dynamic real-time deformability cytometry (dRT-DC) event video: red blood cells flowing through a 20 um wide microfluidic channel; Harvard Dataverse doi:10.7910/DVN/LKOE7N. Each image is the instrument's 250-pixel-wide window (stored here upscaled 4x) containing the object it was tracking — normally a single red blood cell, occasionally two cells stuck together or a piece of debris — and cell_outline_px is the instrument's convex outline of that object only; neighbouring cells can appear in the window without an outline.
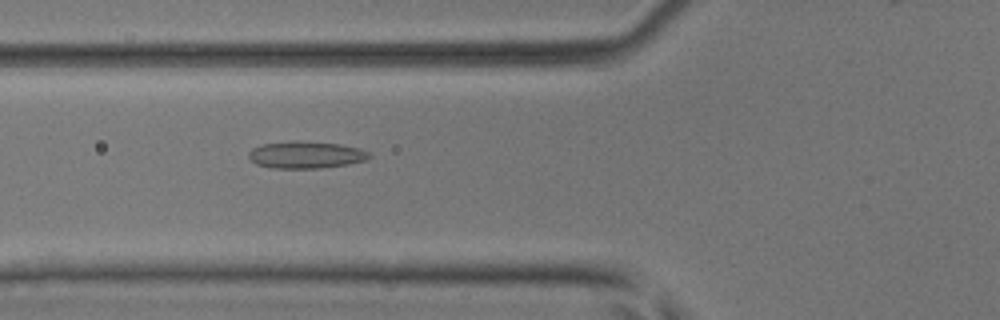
{"species": "common noctule bat (a hibernating species)", "species_latin": "Nyctalus noctula", "temperature_condition": "room temperature", "stored_images_in_passage": 30, "camera_frame_rate_fps": 3000, "um_per_image_px": 0.085, "animal": {"sex": "male", "body_mass_g": 17.9, "forearm_length_mm": 54.2}, "frame": {"image": 1, "passage_image": 5, "time_ms": 1.333, "image_size_px": [1000, 320], "cell_outline_px": [[372, 156], [364, 160], [348, 164], [320, 168], [272, 168], [256, 164], [248, 156], [248, 152], [252, 148], [260, 144], [292, 140], [300, 140], [340, 144], [360, 148], [368, 152]], "centroid_in_image_um": [25.97, 13.14], "position_along_channel_um": 99.8, "area_um2": 19.19}}
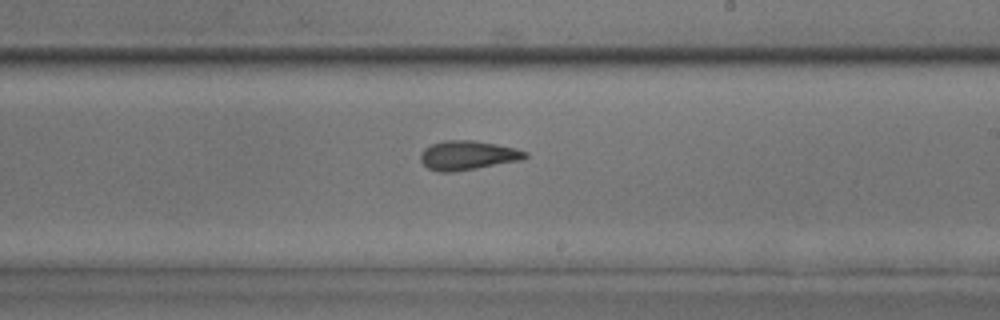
{"frame": {"image": 2, "passage_image": 16, "time_ms": 5.0, "image_size_px": [1000, 320], "cell_outline_px": [[528, 156], [524, 160], [452, 172], [440, 172], [428, 168], [420, 160], [420, 152], [424, 148], [432, 144], [444, 140], [476, 140], [516, 148], [528, 152]], "centroid_in_image_um": [39.78, 13.19], "position_along_channel_um": 249.2, "area_um2": 17.98}}
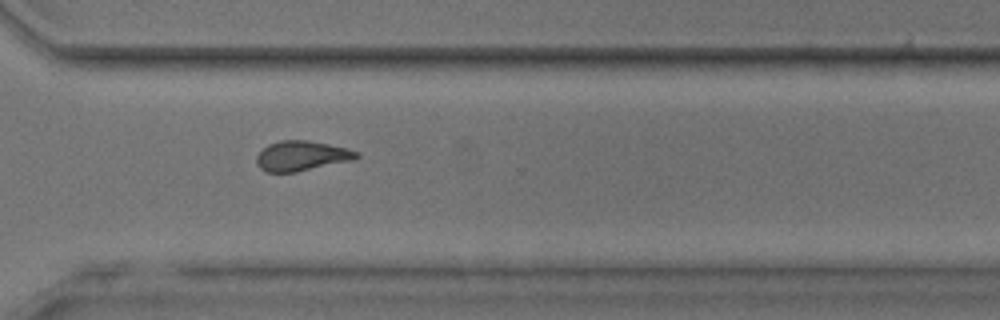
{"frame": {"image": 3, "passage_image": 23, "time_ms": 7.333, "image_size_px": [1000, 320], "cell_outline_px": [[360, 156], [352, 160], [296, 172], [264, 172], [256, 164], [256, 156], [268, 144], [280, 140], [308, 140], [348, 148], [360, 152]], "centroid_in_image_um": [25.63, 13.25], "position_along_channel_um": 345.0, "area_um2": 17.51}, "authors_computed_cell_mechanics": {"area_um2": 17.6001, "velocity_mm_per_s": 4.0905, "shape_relaxation_time_tau1_ms": 9.0916, "shape_relaxation_time_tau2_ms": 2.2903, "deformation_change_tau1": 0.203, "deformation_change_tau2": 0.0945}}